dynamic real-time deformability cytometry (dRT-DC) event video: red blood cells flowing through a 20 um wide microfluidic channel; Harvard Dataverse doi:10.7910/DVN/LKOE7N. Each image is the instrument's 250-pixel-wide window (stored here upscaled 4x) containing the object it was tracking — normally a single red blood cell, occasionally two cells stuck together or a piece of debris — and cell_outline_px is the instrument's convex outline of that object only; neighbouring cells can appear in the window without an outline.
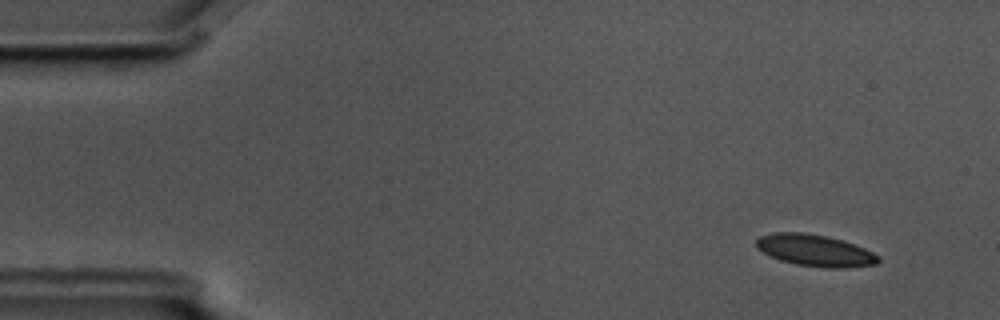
{"species": "common noctule bat (a hibernating species)", "species_latin": "Nyctalus noctula", "temperature_condition": "cold", "stored_images_in_passage": 4, "camera_frame_rate_fps": 3000, "um_per_image_px": 0.085, "animal": {"sex": "male", "body_mass_g": 17.5, "forearm_length_mm": 52.3}, "frame": {"image": 1, "passage_image": 1, "time_ms": 0.0, "image_size_px": [1000, 320], "cell_outline_px": [[880, 260], [876, 264], [840, 268], [828, 268], [796, 264], [780, 260], [756, 248], [756, 240], [760, 236], [776, 232], [804, 232], [824, 236], [840, 240], [864, 248], [880, 256]], "centroid_in_image_um": [69.26, 21.29], "position_along_channel_um": 15.7, "area_um2": 22.2}}